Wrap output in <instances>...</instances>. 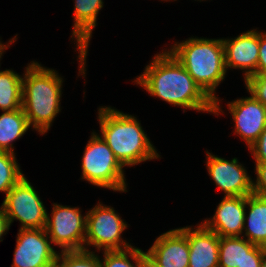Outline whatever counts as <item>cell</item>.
<instances>
[{"instance_id":"cell-1","label":"cell","mask_w":266,"mask_h":267,"mask_svg":"<svg viewBox=\"0 0 266 267\" xmlns=\"http://www.w3.org/2000/svg\"><path fill=\"white\" fill-rule=\"evenodd\" d=\"M134 83L150 96L186 109L214 113V101L200 88L187 70L167 50L156 54Z\"/></svg>"},{"instance_id":"cell-2","label":"cell","mask_w":266,"mask_h":267,"mask_svg":"<svg viewBox=\"0 0 266 267\" xmlns=\"http://www.w3.org/2000/svg\"><path fill=\"white\" fill-rule=\"evenodd\" d=\"M168 51L187 70L200 88L214 101L215 115L223 114L216 88L225 79L224 46L221 39L189 38L175 42Z\"/></svg>"},{"instance_id":"cell-3","label":"cell","mask_w":266,"mask_h":267,"mask_svg":"<svg viewBox=\"0 0 266 267\" xmlns=\"http://www.w3.org/2000/svg\"><path fill=\"white\" fill-rule=\"evenodd\" d=\"M98 121L100 136L123 167L160 157L136 117L105 106L98 109Z\"/></svg>"},{"instance_id":"cell-4","label":"cell","mask_w":266,"mask_h":267,"mask_svg":"<svg viewBox=\"0 0 266 267\" xmlns=\"http://www.w3.org/2000/svg\"><path fill=\"white\" fill-rule=\"evenodd\" d=\"M25 69L21 108L30 127L44 135L61 111L63 78L54 69L36 61H31Z\"/></svg>"},{"instance_id":"cell-5","label":"cell","mask_w":266,"mask_h":267,"mask_svg":"<svg viewBox=\"0 0 266 267\" xmlns=\"http://www.w3.org/2000/svg\"><path fill=\"white\" fill-rule=\"evenodd\" d=\"M82 180L113 191L128 192L123 166L102 137L92 132L82 156Z\"/></svg>"},{"instance_id":"cell-6","label":"cell","mask_w":266,"mask_h":267,"mask_svg":"<svg viewBox=\"0 0 266 267\" xmlns=\"http://www.w3.org/2000/svg\"><path fill=\"white\" fill-rule=\"evenodd\" d=\"M97 205L86 213V236L84 250L93 246L101 251L125 250L132 247L121 234L128 227L113 207ZM88 246V247H87Z\"/></svg>"},{"instance_id":"cell-7","label":"cell","mask_w":266,"mask_h":267,"mask_svg":"<svg viewBox=\"0 0 266 267\" xmlns=\"http://www.w3.org/2000/svg\"><path fill=\"white\" fill-rule=\"evenodd\" d=\"M1 208L10 225L18 220L20 229H40L46 226V208L25 176L9 190Z\"/></svg>"},{"instance_id":"cell-8","label":"cell","mask_w":266,"mask_h":267,"mask_svg":"<svg viewBox=\"0 0 266 267\" xmlns=\"http://www.w3.org/2000/svg\"><path fill=\"white\" fill-rule=\"evenodd\" d=\"M51 211L45 230L52 244L62 248V252L84 250L87 216H82L79 207L56 203Z\"/></svg>"},{"instance_id":"cell-9","label":"cell","mask_w":266,"mask_h":267,"mask_svg":"<svg viewBox=\"0 0 266 267\" xmlns=\"http://www.w3.org/2000/svg\"><path fill=\"white\" fill-rule=\"evenodd\" d=\"M45 228L19 229L11 267H51L55 251Z\"/></svg>"},{"instance_id":"cell-10","label":"cell","mask_w":266,"mask_h":267,"mask_svg":"<svg viewBox=\"0 0 266 267\" xmlns=\"http://www.w3.org/2000/svg\"><path fill=\"white\" fill-rule=\"evenodd\" d=\"M206 153L208 174L216 186L225 193L224 196H248L253 194V180L237 158H232L229 161L208 151Z\"/></svg>"},{"instance_id":"cell-11","label":"cell","mask_w":266,"mask_h":267,"mask_svg":"<svg viewBox=\"0 0 266 267\" xmlns=\"http://www.w3.org/2000/svg\"><path fill=\"white\" fill-rule=\"evenodd\" d=\"M227 107L235 122L234 133L245 140L249 148L266 126V106L250 95L228 103Z\"/></svg>"},{"instance_id":"cell-12","label":"cell","mask_w":266,"mask_h":267,"mask_svg":"<svg viewBox=\"0 0 266 267\" xmlns=\"http://www.w3.org/2000/svg\"><path fill=\"white\" fill-rule=\"evenodd\" d=\"M225 67L243 70L244 81L257 74L259 60V31L248 30L234 39H222Z\"/></svg>"},{"instance_id":"cell-13","label":"cell","mask_w":266,"mask_h":267,"mask_svg":"<svg viewBox=\"0 0 266 267\" xmlns=\"http://www.w3.org/2000/svg\"><path fill=\"white\" fill-rule=\"evenodd\" d=\"M146 255L160 267H188L189 244L186 233L181 229L161 234Z\"/></svg>"},{"instance_id":"cell-14","label":"cell","mask_w":266,"mask_h":267,"mask_svg":"<svg viewBox=\"0 0 266 267\" xmlns=\"http://www.w3.org/2000/svg\"><path fill=\"white\" fill-rule=\"evenodd\" d=\"M74 24L72 39H75L76 50L79 51V75L85 77L86 56L92 31L97 24V16L103 8V0H74Z\"/></svg>"},{"instance_id":"cell-15","label":"cell","mask_w":266,"mask_h":267,"mask_svg":"<svg viewBox=\"0 0 266 267\" xmlns=\"http://www.w3.org/2000/svg\"><path fill=\"white\" fill-rule=\"evenodd\" d=\"M246 196H224L215 214L202 224L220 237L241 236L246 212Z\"/></svg>"},{"instance_id":"cell-16","label":"cell","mask_w":266,"mask_h":267,"mask_svg":"<svg viewBox=\"0 0 266 267\" xmlns=\"http://www.w3.org/2000/svg\"><path fill=\"white\" fill-rule=\"evenodd\" d=\"M189 244L188 267H219V235L202 223L195 228L181 227Z\"/></svg>"},{"instance_id":"cell-17","label":"cell","mask_w":266,"mask_h":267,"mask_svg":"<svg viewBox=\"0 0 266 267\" xmlns=\"http://www.w3.org/2000/svg\"><path fill=\"white\" fill-rule=\"evenodd\" d=\"M265 250L242 236L219 237V267H261Z\"/></svg>"},{"instance_id":"cell-18","label":"cell","mask_w":266,"mask_h":267,"mask_svg":"<svg viewBox=\"0 0 266 267\" xmlns=\"http://www.w3.org/2000/svg\"><path fill=\"white\" fill-rule=\"evenodd\" d=\"M246 208L248 214H245L243 238L254 245L266 248V197L255 194L246 196Z\"/></svg>"},{"instance_id":"cell-19","label":"cell","mask_w":266,"mask_h":267,"mask_svg":"<svg viewBox=\"0 0 266 267\" xmlns=\"http://www.w3.org/2000/svg\"><path fill=\"white\" fill-rule=\"evenodd\" d=\"M30 128L21 109L3 112L0 115V151L14 153L13 141L19 140Z\"/></svg>"},{"instance_id":"cell-20","label":"cell","mask_w":266,"mask_h":267,"mask_svg":"<svg viewBox=\"0 0 266 267\" xmlns=\"http://www.w3.org/2000/svg\"><path fill=\"white\" fill-rule=\"evenodd\" d=\"M23 76L12 69L0 71V110L15 111L22 107Z\"/></svg>"},{"instance_id":"cell-21","label":"cell","mask_w":266,"mask_h":267,"mask_svg":"<svg viewBox=\"0 0 266 267\" xmlns=\"http://www.w3.org/2000/svg\"><path fill=\"white\" fill-rule=\"evenodd\" d=\"M145 254L140 248L132 246L125 250L104 251L100 262L102 267H142Z\"/></svg>"},{"instance_id":"cell-22","label":"cell","mask_w":266,"mask_h":267,"mask_svg":"<svg viewBox=\"0 0 266 267\" xmlns=\"http://www.w3.org/2000/svg\"><path fill=\"white\" fill-rule=\"evenodd\" d=\"M24 174L17 163L16 155L0 151V192L6 194L17 184Z\"/></svg>"},{"instance_id":"cell-23","label":"cell","mask_w":266,"mask_h":267,"mask_svg":"<svg viewBox=\"0 0 266 267\" xmlns=\"http://www.w3.org/2000/svg\"><path fill=\"white\" fill-rule=\"evenodd\" d=\"M51 267H102L100 256L93 251H61Z\"/></svg>"},{"instance_id":"cell-24","label":"cell","mask_w":266,"mask_h":267,"mask_svg":"<svg viewBox=\"0 0 266 267\" xmlns=\"http://www.w3.org/2000/svg\"><path fill=\"white\" fill-rule=\"evenodd\" d=\"M244 82L249 94L266 106V73L251 76Z\"/></svg>"},{"instance_id":"cell-25","label":"cell","mask_w":266,"mask_h":267,"mask_svg":"<svg viewBox=\"0 0 266 267\" xmlns=\"http://www.w3.org/2000/svg\"><path fill=\"white\" fill-rule=\"evenodd\" d=\"M256 181L253 180V194L266 197V162H255Z\"/></svg>"},{"instance_id":"cell-26","label":"cell","mask_w":266,"mask_h":267,"mask_svg":"<svg viewBox=\"0 0 266 267\" xmlns=\"http://www.w3.org/2000/svg\"><path fill=\"white\" fill-rule=\"evenodd\" d=\"M255 162H266V126L258 139L249 147Z\"/></svg>"},{"instance_id":"cell-27","label":"cell","mask_w":266,"mask_h":267,"mask_svg":"<svg viewBox=\"0 0 266 267\" xmlns=\"http://www.w3.org/2000/svg\"><path fill=\"white\" fill-rule=\"evenodd\" d=\"M266 73V32H259V60L257 74Z\"/></svg>"},{"instance_id":"cell-28","label":"cell","mask_w":266,"mask_h":267,"mask_svg":"<svg viewBox=\"0 0 266 267\" xmlns=\"http://www.w3.org/2000/svg\"><path fill=\"white\" fill-rule=\"evenodd\" d=\"M10 223L9 219L6 217L3 209L0 207V242L3 241V235H6L7 231H9Z\"/></svg>"},{"instance_id":"cell-29","label":"cell","mask_w":266,"mask_h":267,"mask_svg":"<svg viewBox=\"0 0 266 267\" xmlns=\"http://www.w3.org/2000/svg\"><path fill=\"white\" fill-rule=\"evenodd\" d=\"M142 267H160L155 264L146 254L144 255V262Z\"/></svg>"},{"instance_id":"cell-30","label":"cell","mask_w":266,"mask_h":267,"mask_svg":"<svg viewBox=\"0 0 266 267\" xmlns=\"http://www.w3.org/2000/svg\"><path fill=\"white\" fill-rule=\"evenodd\" d=\"M17 40L16 36L14 38H11V40H9L8 44H3L1 47H0V60H1V57L4 53V51L9 47V44L11 45V43H14L15 41Z\"/></svg>"},{"instance_id":"cell-31","label":"cell","mask_w":266,"mask_h":267,"mask_svg":"<svg viewBox=\"0 0 266 267\" xmlns=\"http://www.w3.org/2000/svg\"><path fill=\"white\" fill-rule=\"evenodd\" d=\"M261 267H266V250L263 253Z\"/></svg>"}]
</instances>
